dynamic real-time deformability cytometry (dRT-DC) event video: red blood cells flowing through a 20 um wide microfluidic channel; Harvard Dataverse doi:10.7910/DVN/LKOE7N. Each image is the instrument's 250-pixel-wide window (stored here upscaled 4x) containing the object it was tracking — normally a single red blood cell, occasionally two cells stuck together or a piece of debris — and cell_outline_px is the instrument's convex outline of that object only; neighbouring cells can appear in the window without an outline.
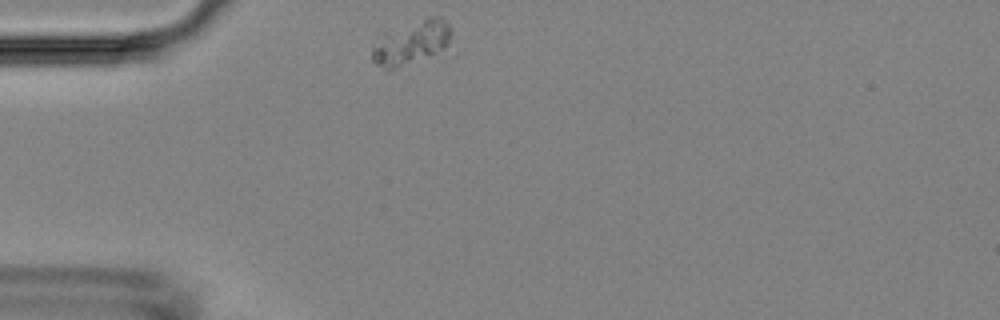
{"species": "Egyptian fruit bat (a non-hibernating species)", "species_latin": "Rousettus aegyptiacus", "temperature_condition": "room temperature", "stored_images_in_passage": 35, "camera_frame_rate_fps": 3000, "um_per_image_px": 0.085, "animal": {"sex": "female"}, "frame": {"image": 1, "passage_image": 1, "time_ms": 0.0, "image_size_px": [1000, 320], "cell_outline_px": [[452, 56], [392, 68], [384, 68], [376, 64], [372, 60], [372, 48], [384, 32], [428, 16], [440, 16], [452, 28]], "centroid_in_image_um": [35.2, 3.68], "position_along_channel_um": 49.8, "area_um2": 22.02}}
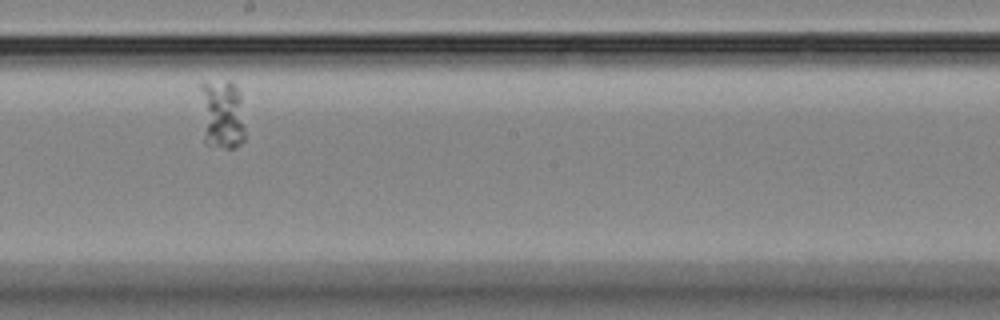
{"frame": {"image": 2, "passage_image": 17, "time_ms": 5.333, "image_size_px": [1000, 320], "cell_outline_px": [[244, 140], [236, 148], [224, 148], [204, 144], [200, 88], [200, 80], [228, 80], [236, 84], [240, 92], [244, 128]], "centroid_in_image_um": [18.85, 9.67], "position_along_channel_um": 229.4, "area_um2": 18.96}}
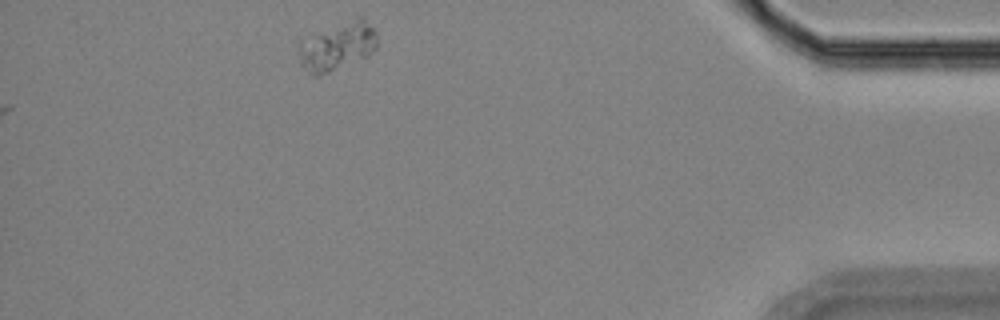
{"frame": {"image": 3, "passage_image": 35, "time_ms": 11.333, "image_size_px": [1000, 320], "cell_outline_px": [[376, 48], [368, 56], [328, 72], [316, 76], [312, 76], [300, 64], [296, 52], [296, 44], [300, 40], [364, 16], [372, 28], [376, 36]], "centroid_in_image_um": [28.61, 3.99], "position_along_channel_um": 406.6, "area_um2": 21.5}}